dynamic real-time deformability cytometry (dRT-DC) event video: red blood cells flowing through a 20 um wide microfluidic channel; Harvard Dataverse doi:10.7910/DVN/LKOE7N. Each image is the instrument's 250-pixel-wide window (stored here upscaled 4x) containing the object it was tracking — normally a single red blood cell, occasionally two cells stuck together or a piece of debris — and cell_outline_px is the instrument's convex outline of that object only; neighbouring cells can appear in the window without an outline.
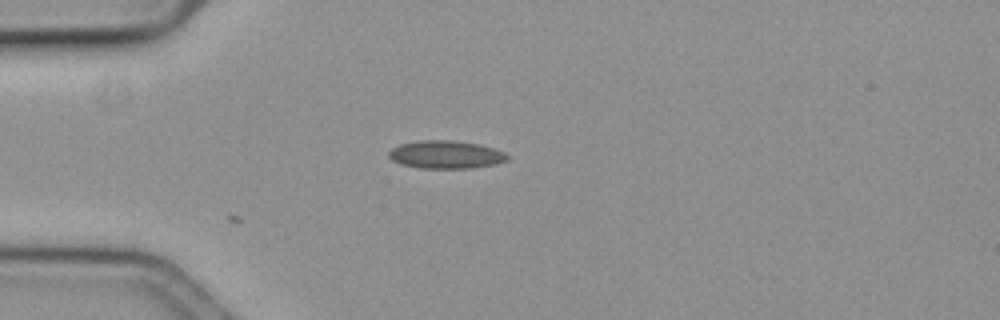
{"species": "common noctule bat (a hibernating species)", "species_latin": "Nyctalus noctula", "temperature_condition": "cold", "stored_images_in_passage": 7, "camera_frame_rate_fps": 3000, "um_per_image_px": 0.085, "animal": {"sex": "female", "body_mass_g": 19.3, "forearm_length_mm": 54.1}, "frame": {"image": 1, "passage_image": 7, "time_ms": 2.0, "image_size_px": [1000, 320], "cell_outline_px": [[508, 160], [496, 164], [472, 168], [420, 168], [400, 164], [392, 160], [388, 156], [388, 152], [392, 148], [400, 144], [420, 140], [452, 140], [480, 144], [504, 152], [508, 156]], "centroid_in_image_um": [37.88, 13.14], "position_along_channel_um": 47.1, "area_um2": 19.36}}